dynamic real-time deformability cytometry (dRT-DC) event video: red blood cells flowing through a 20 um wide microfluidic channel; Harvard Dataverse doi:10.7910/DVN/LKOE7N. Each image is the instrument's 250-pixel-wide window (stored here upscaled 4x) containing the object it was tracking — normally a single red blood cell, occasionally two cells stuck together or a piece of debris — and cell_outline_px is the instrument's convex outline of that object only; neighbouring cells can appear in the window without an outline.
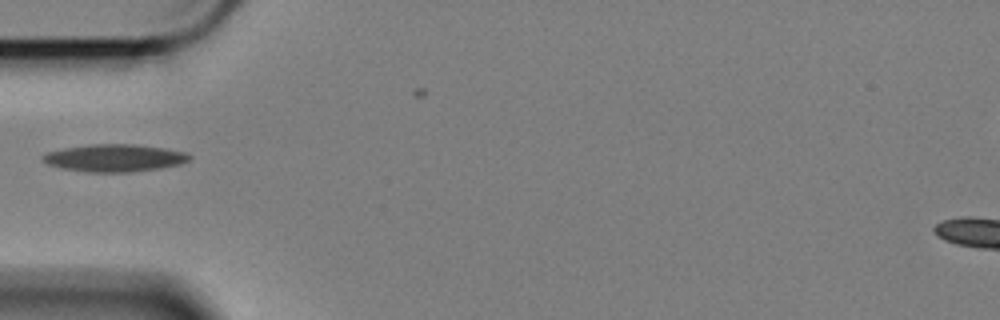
{"species": "Egyptian fruit bat (a non-hibernating species)", "species_latin": "Rousettus aegyptiacus", "temperature_condition": "cold", "stored_images_in_passage": 28, "camera_frame_rate_fps": 3000, "um_per_image_px": 0.085, "animal": {"sex": "female"}, "frame": {"image": 1, "passage_image": 1, "time_ms": 0.0, "image_size_px": [1000, 320], "cell_outline_px": [[192, 156], [188, 160], [180, 164], [160, 168], [132, 172], [88, 172], [60, 168], [48, 164], [40, 156], [48, 152], [64, 148], [88, 144], [132, 144], [164, 148], [184, 152]], "centroid_in_image_um": [9.71, 13.43], "position_along_channel_um": 75.3, "area_um2": 23.35}}
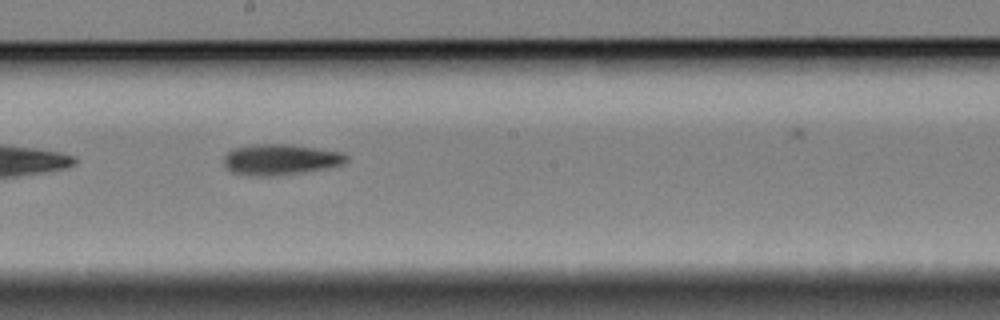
{"frame": {"image": 2, "passage_image": 14, "time_ms": 4.333, "image_size_px": [1000, 320], "cell_outline_px": [[348, 160], [344, 164], [328, 168], [304, 172], [272, 176], [260, 176], [232, 172], [224, 164], [224, 156], [232, 148], [252, 144], [292, 144], [344, 152], [348, 156]], "centroid_in_image_um": [23.88, 13.54], "position_along_channel_um": 224.3, "area_um2": 22.2}}
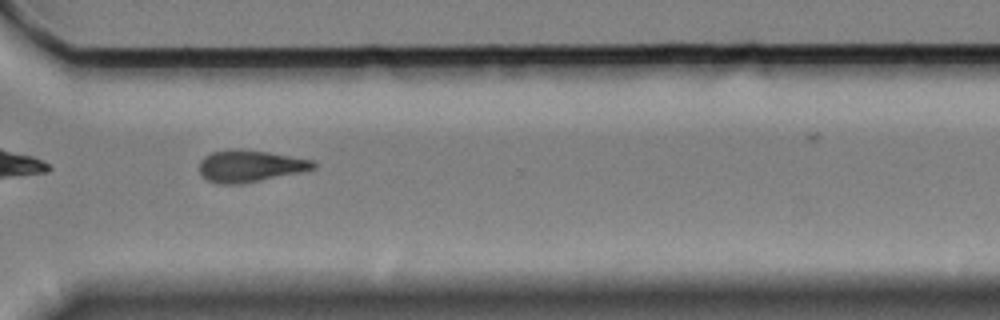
{"frame": {"image": 3, "passage_image": 25, "time_ms": 8.0, "image_size_px": [1000, 320], "cell_outline_px": [[316, 168], [300, 172], [244, 184], [220, 184], [208, 180], [200, 172], [200, 160], [204, 156], [212, 152], [232, 148], [240, 148], [268, 152], [312, 160], [316, 164]], "centroid_in_image_um": [21.23, 14.1], "position_along_channel_um": 349.4, "area_um2": 21.21}}